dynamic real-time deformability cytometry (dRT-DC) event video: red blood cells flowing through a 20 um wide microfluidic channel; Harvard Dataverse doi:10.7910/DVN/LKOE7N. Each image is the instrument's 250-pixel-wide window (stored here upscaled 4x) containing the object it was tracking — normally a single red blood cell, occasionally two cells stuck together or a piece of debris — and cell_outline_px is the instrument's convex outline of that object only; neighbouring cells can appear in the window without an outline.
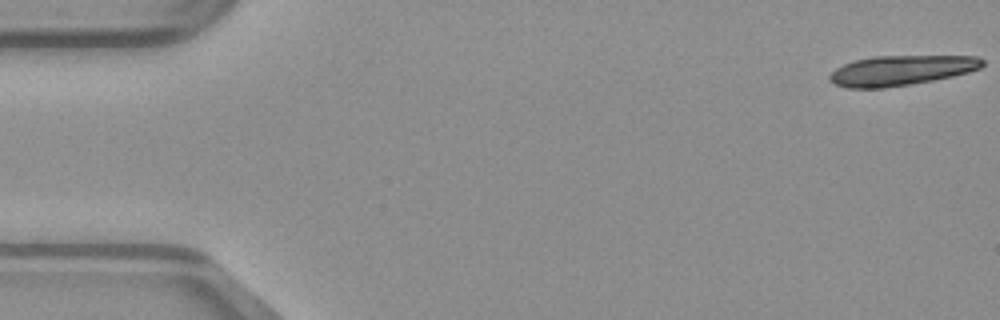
{"species": "common noctule bat (a hibernating species)", "species_latin": "Nyctalus noctula", "temperature_condition": "warm", "stored_images_in_passage": 17, "camera_frame_rate_fps": 3000, "um_per_image_px": 0.085, "animal": {"sex": "male", "body_mass_g": 23.1, "forearm_length_mm": 52.7}, "frame": {"image": 1, "passage_image": 1, "time_ms": 0.0, "image_size_px": [1000, 320], "cell_outline_px": [[984, 64], [980, 68], [968, 72], [952, 76], [932, 80], [884, 88], [848, 88], [836, 84], [828, 80], [828, 76], [836, 68], [844, 64], [856, 60], [872, 56], [976, 56], [984, 60]], "centroid_in_image_um": [76.58, 5.98], "position_along_channel_um": 8.4, "area_um2": 26.53}}